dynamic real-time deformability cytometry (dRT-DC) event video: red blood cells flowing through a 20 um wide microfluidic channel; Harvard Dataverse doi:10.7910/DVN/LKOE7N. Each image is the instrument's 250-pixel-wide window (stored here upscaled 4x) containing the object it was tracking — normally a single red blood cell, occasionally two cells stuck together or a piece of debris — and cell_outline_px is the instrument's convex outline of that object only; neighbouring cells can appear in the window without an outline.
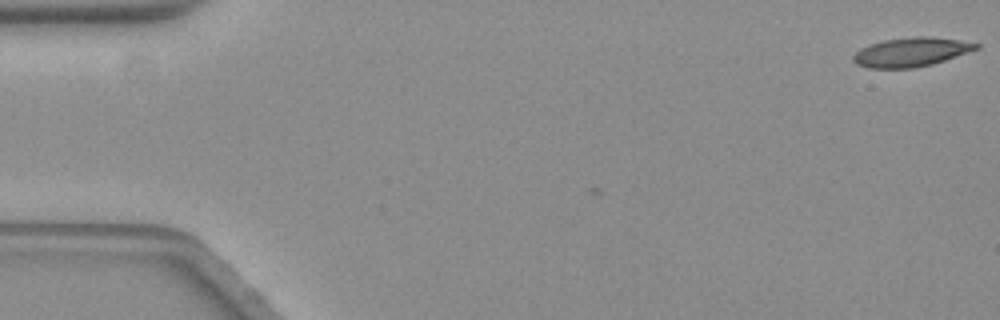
{"species": "common noctule bat (a hibernating species)", "species_latin": "Nyctalus noctula", "temperature_condition": "warm", "stored_images_in_passage": 3, "camera_frame_rate_fps": 3000, "um_per_image_px": 0.085, "animal": {"sex": "female", "body_mass_g": 19.3, "forearm_length_mm": 54.1}, "frame": {"image": 1, "passage_image": 1, "time_ms": 0.0, "image_size_px": [1000, 320], "cell_outline_px": [[980, 48], [932, 64], [912, 68], [868, 68], [856, 64], [852, 60], [852, 56], [860, 48], [884, 40], [912, 36], [928, 36], [960, 40], [980, 44]], "centroid_in_image_um": [77.43, 4.42], "position_along_channel_um": 7.6, "area_um2": 20.75}}